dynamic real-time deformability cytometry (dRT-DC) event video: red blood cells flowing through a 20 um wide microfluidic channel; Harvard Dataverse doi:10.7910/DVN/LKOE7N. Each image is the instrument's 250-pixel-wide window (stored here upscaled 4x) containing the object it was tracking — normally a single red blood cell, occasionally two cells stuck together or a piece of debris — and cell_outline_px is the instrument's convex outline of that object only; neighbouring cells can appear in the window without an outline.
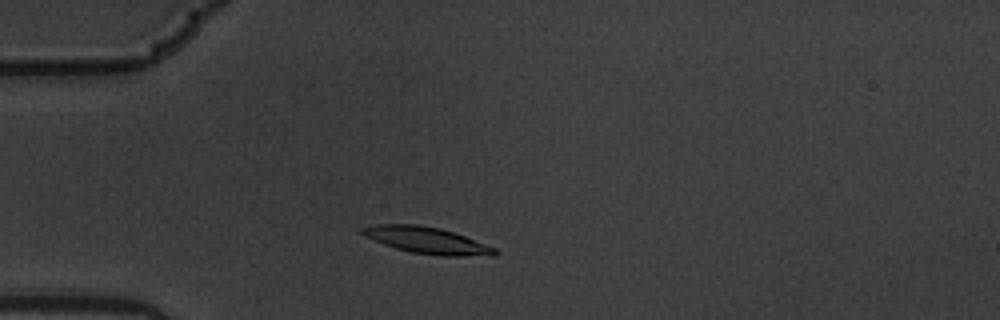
{"species": "common noctule bat (a hibernating species)", "species_latin": "Nyctalus noctula", "temperature_condition": "warm", "stored_images_in_passage": 5, "camera_frame_rate_fps": 3000, "um_per_image_px": 0.085, "animal": {"sex": "male", "body_mass_g": 19.5, "forearm_length_mm": 54.6}, "frame": {"image": 1, "passage_image": 2, "time_ms": 0.333, "image_size_px": [1000, 320], "cell_outline_px": [[500, 252], [496, 256], [440, 256], [412, 252], [396, 248], [384, 244], [364, 236], [360, 232], [360, 228], [372, 224], [420, 224], [440, 228], [464, 236], [496, 248]], "centroid_in_image_um": [36.3, 20.43], "position_along_channel_um": 48.7, "area_um2": 20.63}}
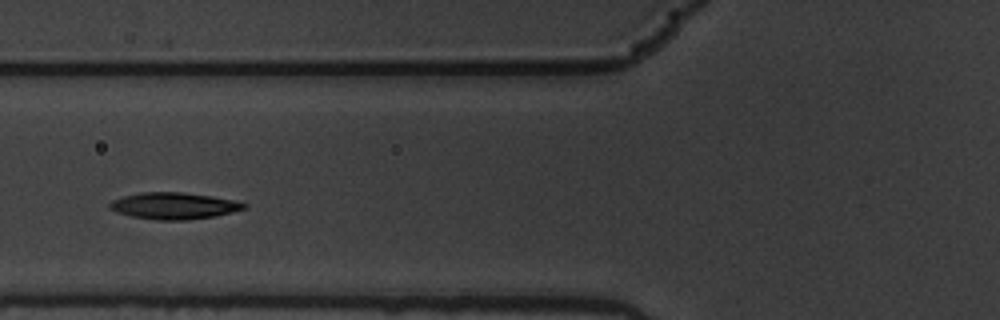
{"frame": {"image": 2, "passage_image": 4, "time_ms": 1.0, "image_size_px": [1000, 320], "cell_outline_px": [[248, 208], [216, 216], [188, 220], [156, 220], [132, 216], [116, 212], [108, 208], [108, 204], [112, 200], [124, 196], [140, 192], [184, 192], [212, 196], [236, 200], [248, 204]], "centroid_in_image_um": [14.81, 17.49], "position_along_channel_um": 111.0, "area_um2": 21.1}}
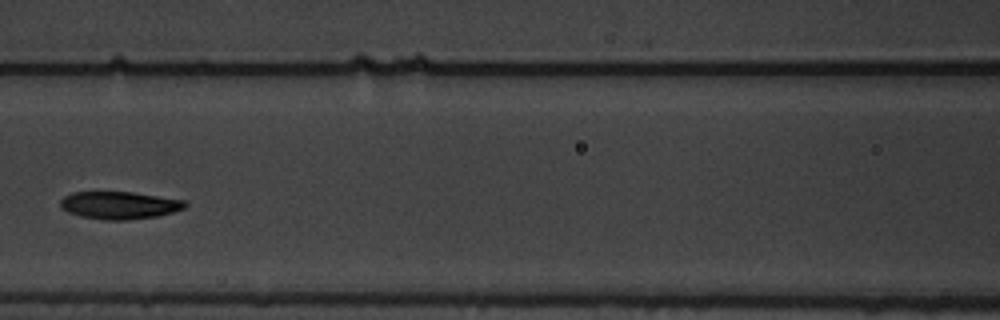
{"frame": {"image": 3, "passage_image": 5, "time_ms": 1.333, "image_size_px": [1000, 320], "cell_outline_px": [[188, 204], [184, 208], [172, 212], [156, 216], [128, 220], [104, 220], [80, 216], [68, 212], [60, 208], [60, 200], [64, 196], [72, 192], [132, 192], [184, 200]], "centroid_in_image_um": [10.11, 17.44], "position_along_channel_um": 156.5, "area_um2": 20.0}}